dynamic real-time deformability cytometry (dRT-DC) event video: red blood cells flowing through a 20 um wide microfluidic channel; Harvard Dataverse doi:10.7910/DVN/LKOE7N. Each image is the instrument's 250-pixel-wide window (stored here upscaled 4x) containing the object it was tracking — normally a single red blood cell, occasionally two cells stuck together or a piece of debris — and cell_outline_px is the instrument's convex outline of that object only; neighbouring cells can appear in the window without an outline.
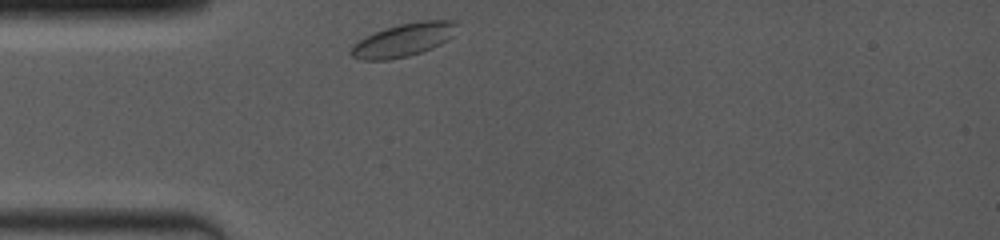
{"species": "common noctule bat (a hibernating species)", "species_latin": "Nyctalus noctula", "temperature_condition": "room temperature", "stored_images_in_passage": 40, "camera_frame_rate_fps": 4000, "um_per_image_px": 0.085, "animal": {"sex": "female", "body_mass_g": 19.0, "forearm_length_mm": 53.3}, "frame": {"image": 1, "passage_image": 1, "time_ms": 0.0, "image_size_px": [1000, 240], "cell_outline_px": [[456, 24], [452, 36], [448, 40], [432, 48], [408, 56], [388, 60], [364, 60], [352, 56], [348, 52], [364, 36], [384, 28], [400, 24], [420, 20], [456, 20]], "centroid_in_image_um": [34.29, 3.39], "position_along_channel_um": 50.7, "area_um2": 20.35}}
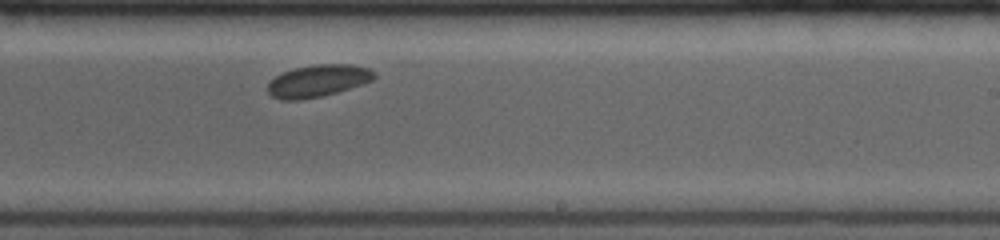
{"frame": {"image": 2, "passage_image": 24, "time_ms": 5.75, "image_size_px": [1000, 240], "cell_outline_px": [[376, 76], [372, 80], [336, 92], [320, 96], [300, 100], [280, 100], [272, 96], [268, 92], [268, 84], [276, 76], [284, 72], [296, 68], [316, 64], [348, 64], [368, 68], [376, 72]], "centroid_in_image_um": [27.01, 6.87], "position_along_channel_um": 262.0, "area_um2": 19.59}}
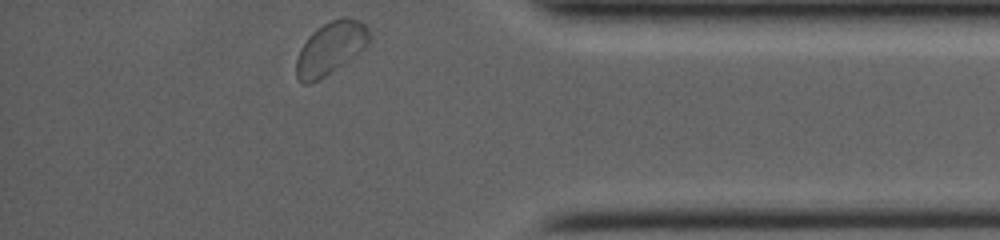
{"frame": {"image": 3, "passage_image": 40, "time_ms": 9.75, "image_size_px": [1000, 240], "cell_outline_px": [[372, 40], [364, 48], [348, 60], [320, 80], [308, 84], [304, 84], [296, 76], [296, 60], [300, 48], [308, 36], [316, 28], [340, 16], [348, 16], [360, 20], [368, 28], [372, 36]], "centroid_in_image_um": [28.11, 4.06], "position_along_channel_um": 407.1, "area_um2": 22.66}, "authors_computed_cell_mechanics": {"area_um2": 19.9988, "velocity_mm_per_s": 3.872, "shape_relaxation_time_tau1_ms": 0.4737, "shape_relaxation_time_tau2_ms": null, "deformation_change_tau1": 0.0315, "deformation_change_tau2": null}}